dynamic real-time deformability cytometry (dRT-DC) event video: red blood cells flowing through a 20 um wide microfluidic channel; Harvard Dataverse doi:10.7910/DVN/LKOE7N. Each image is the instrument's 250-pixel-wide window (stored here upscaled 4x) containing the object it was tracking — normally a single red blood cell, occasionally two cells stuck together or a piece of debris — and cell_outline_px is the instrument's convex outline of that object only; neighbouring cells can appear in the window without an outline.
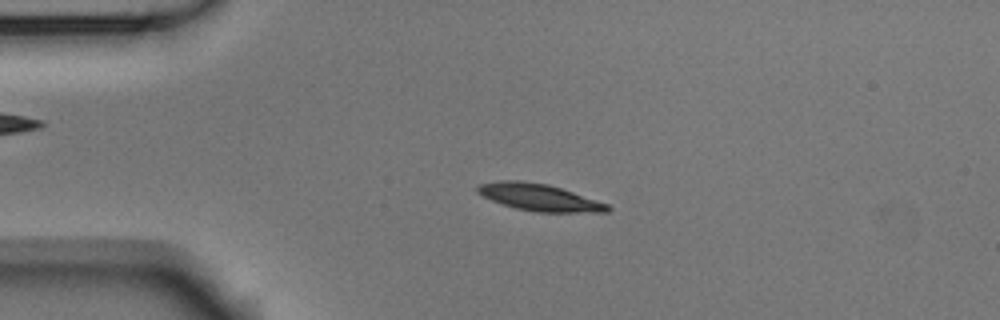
{"species": "Egyptian fruit bat (a non-hibernating species)", "species_latin": "Rousettus aegyptiacus", "temperature_condition": "room temperature", "stored_images_in_passage": 4, "camera_frame_rate_fps": 3000, "um_per_image_px": 0.085, "animal": {"sex": "male"}, "frame": {"image": 1, "passage_image": 2, "time_ms": 0.333, "image_size_px": [1000, 320], "cell_outline_px": [[612, 208], [608, 212], [536, 212], [516, 208], [492, 200], [476, 192], [476, 188], [480, 184], [500, 180], [516, 180], [548, 184], [608, 204]], "centroid_in_image_um": [45.84, 16.77], "position_along_channel_um": 39.2, "area_um2": 20.11}}
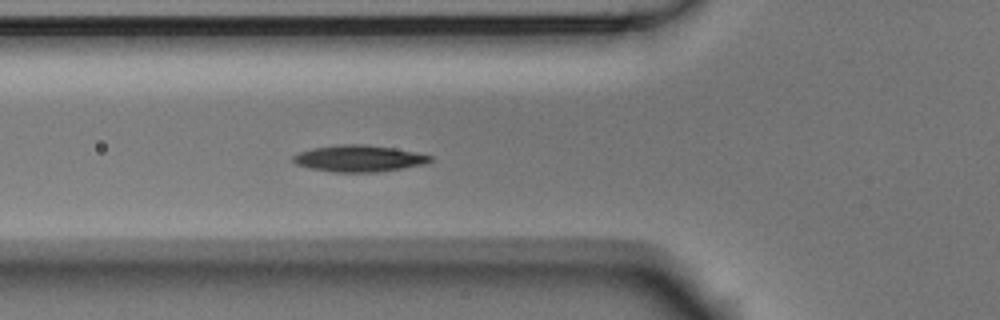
{"frame": {"image": 2, "passage_image": 4, "time_ms": 1.0, "image_size_px": [1000, 320], "cell_outline_px": [[432, 160], [428, 164], [376, 172], [332, 172], [308, 168], [296, 164], [292, 160], [292, 156], [300, 152], [316, 148], [340, 144], [364, 144], [392, 148], [416, 152], [432, 156]], "centroid_in_image_um": [30.52, 13.48], "position_along_channel_um": 95.3, "area_um2": 21.15}}